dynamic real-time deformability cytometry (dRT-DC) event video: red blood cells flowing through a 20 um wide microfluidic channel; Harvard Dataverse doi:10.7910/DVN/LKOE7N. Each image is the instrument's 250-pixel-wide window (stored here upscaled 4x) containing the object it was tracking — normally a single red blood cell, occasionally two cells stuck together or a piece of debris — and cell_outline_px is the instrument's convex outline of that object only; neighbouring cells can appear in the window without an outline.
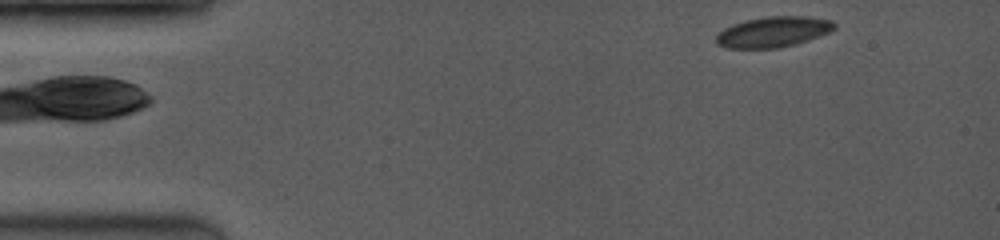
{"species": "common noctule bat (a hibernating species)", "species_latin": "Nyctalus noctula", "temperature_condition": "room temperature", "stored_images_in_passage": 25, "camera_frame_rate_fps": 3500, "um_per_image_px": 0.085, "animal": {"sex": "female", "body_mass_g": 19.0, "forearm_length_mm": 53.3}, "frame": {"image": 1, "passage_image": 1, "time_ms": 0.0, "image_size_px": [1000, 240], "cell_outline_px": [[836, 28], [828, 32], [808, 40], [796, 44], [780, 48], [728, 48], [716, 44], [716, 36], [724, 28], [732, 24], [744, 20], [768, 16], [808, 16], [832, 20], [836, 24]], "centroid_in_image_um": [65.72, 2.7], "position_along_channel_um": 19.3, "area_um2": 21.15}}